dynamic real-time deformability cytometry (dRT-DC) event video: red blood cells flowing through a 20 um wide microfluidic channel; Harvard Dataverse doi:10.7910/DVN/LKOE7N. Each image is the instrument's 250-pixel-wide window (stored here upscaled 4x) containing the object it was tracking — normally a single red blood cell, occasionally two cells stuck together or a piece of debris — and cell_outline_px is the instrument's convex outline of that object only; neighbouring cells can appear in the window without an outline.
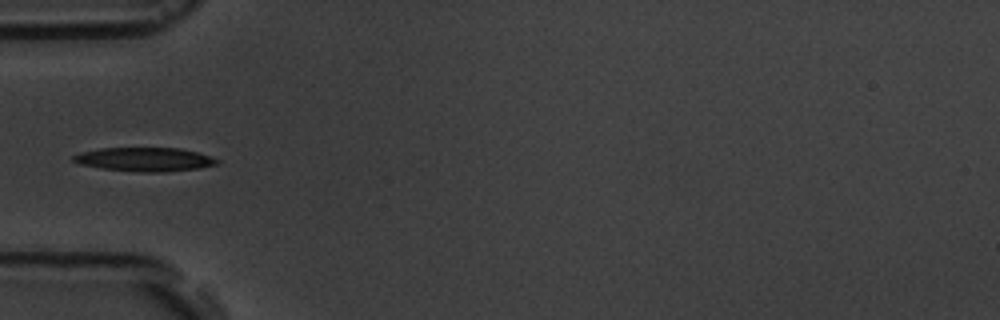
{"species": "common noctule bat (a hibernating species)", "species_latin": "Nyctalus noctula", "temperature_condition": "room temperature", "stored_images_in_passage": 4, "camera_frame_rate_fps": 3000, "um_per_image_px": 0.085, "animal": {"sex": "male", "body_mass_g": 19.5, "forearm_length_mm": 54.6}, "frame": {"image": 1, "passage_image": 3, "time_ms": 3.333, "image_size_px": [1000, 320], "cell_outline_px": [[220, 164], [200, 168], [168, 172], [144, 172], [104, 168], [80, 164], [72, 160], [72, 156], [80, 152], [100, 148], [180, 148], [200, 152], [220, 160]], "centroid_in_image_um": [12.37, 13.54], "position_along_channel_um": 72.6, "area_um2": 20.06}}
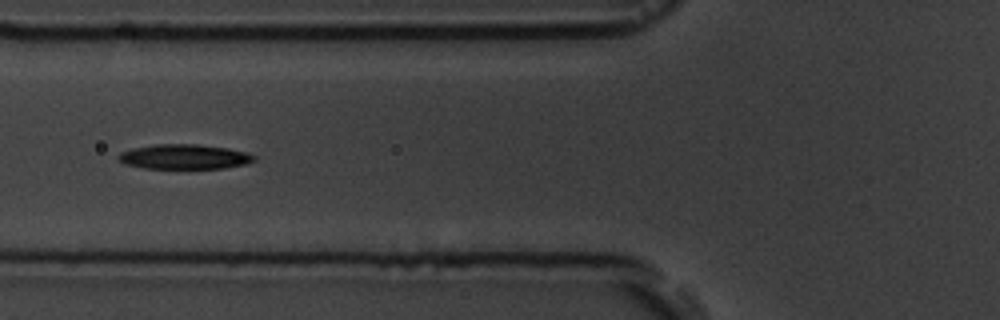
{"frame": {"image": 2, "passage_image": 4, "time_ms": 4.333, "image_size_px": [1000, 320], "cell_outline_px": [[256, 160], [248, 164], [224, 168], [144, 168], [124, 164], [116, 156], [120, 152], [132, 148], [156, 144], [196, 144], [228, 148], [248, 152], [256, 156]], "centroid_in_image_um": [15.7, 13.32], "position_along_channel_um": 110.1, "area_um2": 19.77}}